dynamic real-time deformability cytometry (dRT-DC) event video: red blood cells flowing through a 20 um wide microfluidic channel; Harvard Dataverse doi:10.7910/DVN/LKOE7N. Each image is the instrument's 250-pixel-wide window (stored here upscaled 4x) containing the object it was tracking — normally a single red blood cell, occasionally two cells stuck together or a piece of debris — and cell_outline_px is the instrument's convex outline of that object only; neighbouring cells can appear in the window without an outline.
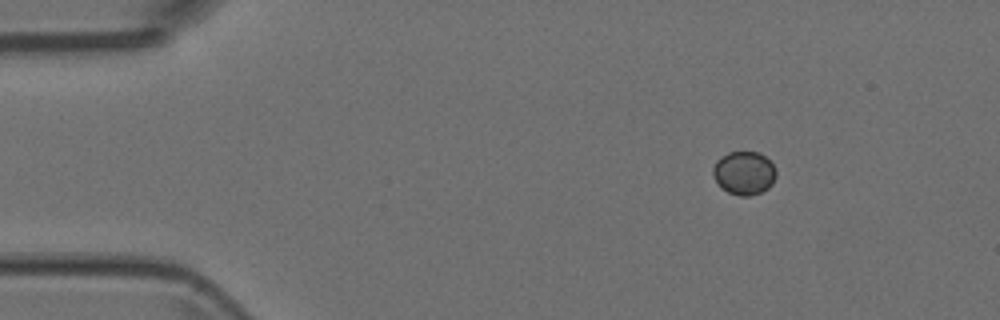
{"species": "Egyptian fruit bat (a non-hibernating species)", "species_latin": "Rousettus aegyptiacus", "temperature_condition": "room temperature", "stored_images_in_passage": 5, "camera_frame_rate_fps": 3000, "um_per_image_px": 0.085, "animal": {"sex": "female"}, "frame": {"image": 1, "passage_image": 5, "time_ms": 1.333, "image_size_px": [1000, 320], "cell_outline_px": [[776, 176], [772, 184], [768, 188], [760, 192], [748, 196], [740, 196], [728, 192], [720, 188], [712, 176], [712, 168], [716, 160], [728, 152], [760, 152], [772, 164], [776, 172]], "centroid_in_image_um": [63.21, 14.71], "position_along_channel_um": 21.8, "area_um2": 16.07}}